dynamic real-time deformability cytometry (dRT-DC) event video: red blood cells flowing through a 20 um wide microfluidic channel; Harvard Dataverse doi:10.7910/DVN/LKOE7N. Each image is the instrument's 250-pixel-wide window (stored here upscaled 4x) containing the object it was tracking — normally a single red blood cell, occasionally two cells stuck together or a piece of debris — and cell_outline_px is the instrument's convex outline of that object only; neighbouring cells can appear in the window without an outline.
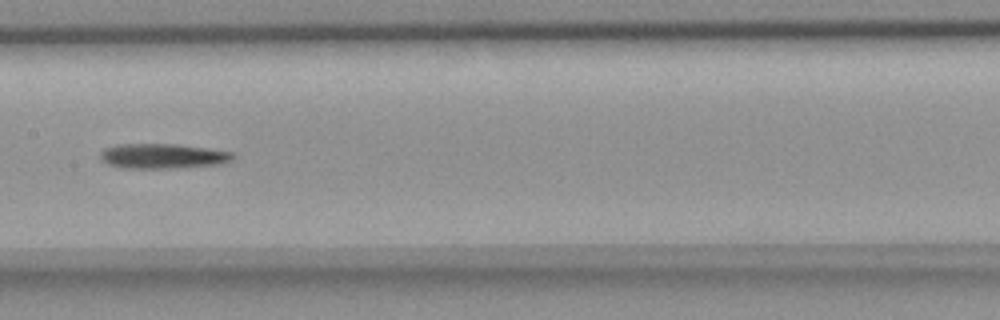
{"species": "common noctule bat (a hibernating species)", "species_latin": "Nyctalus noctula", "temperature_condition": "room temperature", "stored_images_in_passage": 44, "camera_frame_rate_fps": 3000, "um_per_image_px": 0.085, "animal": {"sex": "female", "body_mass_g": 18.4}, "frame": {"image": 1, "passage_image": 27, "time_ms": 8.667, "image_size_px": [1000, 320], "cell_outline_px": [[236, 156], [232, 160], [220, 164], [168, 168], [124, 168], [108, 164], [100, 160], [100, 152], [104, 148], [116, 144], [176, 144], [208, 148], [236, 152]], "centroid_in_image_um": [13.84, 13.26], "position_along_channel_um": 193.6, "area_um2": 19.42}}